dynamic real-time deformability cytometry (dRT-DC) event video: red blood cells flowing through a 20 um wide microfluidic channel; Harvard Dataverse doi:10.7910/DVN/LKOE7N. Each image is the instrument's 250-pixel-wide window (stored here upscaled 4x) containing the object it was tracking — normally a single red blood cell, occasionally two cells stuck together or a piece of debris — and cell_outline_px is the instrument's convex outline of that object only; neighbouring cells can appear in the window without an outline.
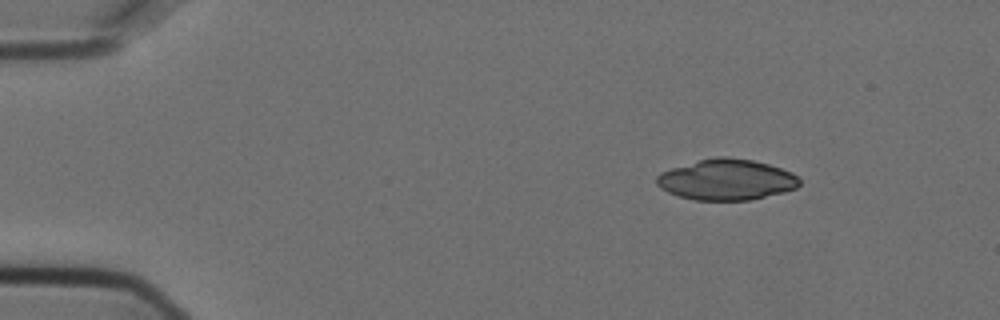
{"species": "Egyptian fruit bat (a non-hibernating species)", "species_latin": "Rousettus aegyptiacus", "temperature_condition": "cold", "stored_images_in_passage": 3, "camera_frame_rate_fps": 3000, "um_per_image_px": 0.085, "animal": {"sex": "female"}, "frame": {"image": 1, "passage_image": 1, "time_ms": 0.0, "image_size_px": [1000, 320], "cell_outline_px": [[800, 184], [796, 188], [784, 192], [748, 200], [692, 200], [676, 196], [660, 188], [656, 184], [656, 176], [660, 172], [672, 168], [700, 160], [716, 156], [724, 156], [752, 160], [768, 164], [792, 172], [800, 180]], "centroid_in_image_um": [61.73, 15.28], "position_along_channel_um": 23.3, "area_um2": 33.99}}